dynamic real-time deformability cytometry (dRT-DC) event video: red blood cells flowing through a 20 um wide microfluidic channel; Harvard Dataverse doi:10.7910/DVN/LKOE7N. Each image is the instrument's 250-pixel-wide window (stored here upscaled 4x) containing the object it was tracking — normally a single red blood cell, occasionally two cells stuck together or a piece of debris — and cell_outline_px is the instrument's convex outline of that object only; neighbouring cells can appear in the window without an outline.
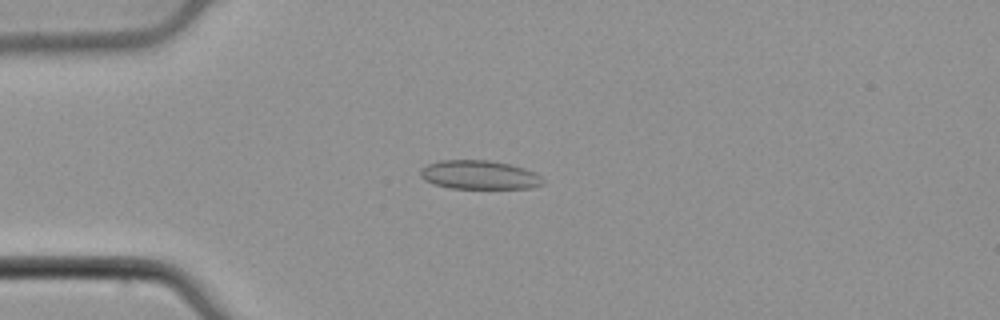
{"species": "common noctule bat (a hibernating species)", "species_latin": "Nyctalus noctula", "temperature_condition": "cold", "stored_images_in_passage": 54, "camera_frame_rate_fps": 3000, "um_per_image_px": 0.085, "animal": {"sex": "male", "body_mass_g": 21.5, "forearm_length_mm": 52.0}, "frame": {"image": 1, "passage_image": 15, "time_ms": 4.667, "image_size_px": [1000, 320], "cell_outline_px": [[544, 184], [532, 188], [448, 188], [432, 184], [424, 180], [420, 176], [420, 168], [428, 164], [440, 160], [488, 160], [508, 164], [524, 168], [536, 172], [544, 180]], "centroid_in_image_um": [40.72, 14.87], "position_along_channel_um": 44.3, "area_um2": 20.75}}
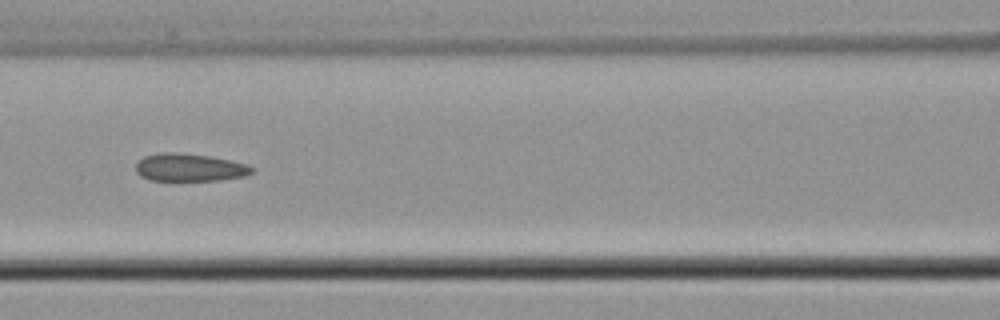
{"frame": {"image": 2, "passage_image": 25, "time_ms": 8.0, "image_size_px": [1000, 320], "cell_outline_px": [[256, 172], [244, 176], [220, 180], [148, 180], [140, 176], [136, 172], [136, 164], [144, 156], [160, 152], [172, 152], [208, 156], [232, 160], [248, 164], [256, 168]], "centroid_in_image_um": [16.15, 14.24], "position_along_channel_um": 150.4, "area_um2": 18.9}}
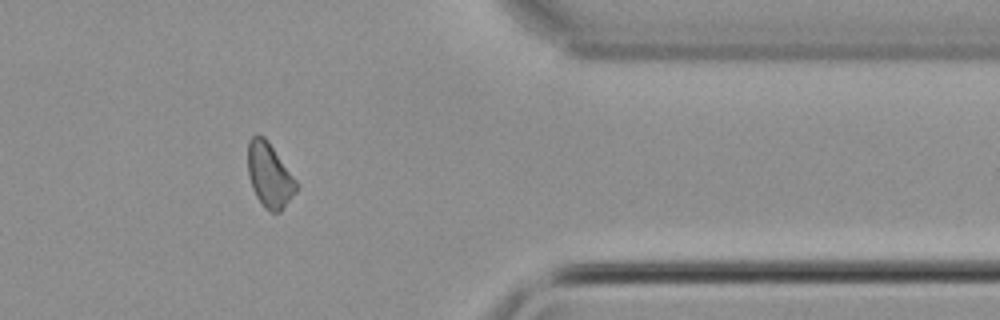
{"frame": {"image": 3, "passage_image": 45, "time_ms": 14.667, "image_size_px": [1000, 320], "cell_outline_px": [[300, 184], [296, 192], [280, 212], [272, 212], [264, 208], [256, 196], [252, 188], [248, 176], [248, 140], [256, 132], [264, 136], [268, 140]], "centroid_in_image_um": [22.91, 14.86], "position_along_channel_um": 388.5, "area_um2": 18.61}, "authors_computed_cell_mechanics": {"area_um2": 19.3052, "velocity_mm_per_s": 3.8581, "shape_relaxation_time_tau1_ms": null, "shape_relaxation_time_tau2_ms": 7.0644, "deformation_change_tau1": null, "deformation_change_tau2": 0.132}}